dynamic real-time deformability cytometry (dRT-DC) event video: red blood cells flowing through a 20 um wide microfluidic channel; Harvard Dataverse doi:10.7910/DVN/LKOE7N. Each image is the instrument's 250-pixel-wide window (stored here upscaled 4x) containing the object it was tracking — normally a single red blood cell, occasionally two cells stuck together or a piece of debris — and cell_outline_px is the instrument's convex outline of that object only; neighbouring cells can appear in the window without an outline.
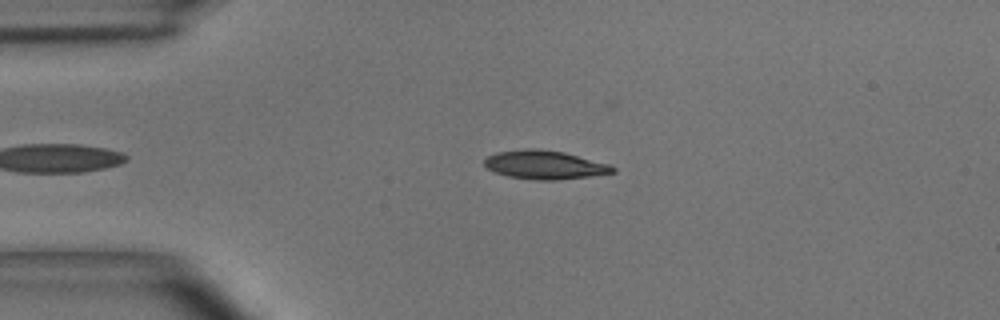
{"species": "common noctule bat (a hibernating species)", "species_latin": "Nyctalus noctula", "temperature_condition": "room temperature", "stored_images_in_passage": 2, "camera_frame_rate_fps": 3000, "um_per_image_px": 0.085, "animal": {"sex": "male", "body_mass_g": 15.6}, "frame": {"image": 1, "passage_image": 1, "time_ms": 0.0, "image_size_px": [1000, 320], "cell_outline_px": [[616, 172], [592, 176], [556, 180], [536, 180], [508, 176], [496, 172], [488, 168], [484, 164], [484, 160], [488, 156], [496, 152], [528, 148], [532, 148], [564, 152], [608, 164], [616, 168]], "centroid_in_image_um": [46.31, 14.01], "position_along_channel_um": 38.7, "area_um2": 21.27}}